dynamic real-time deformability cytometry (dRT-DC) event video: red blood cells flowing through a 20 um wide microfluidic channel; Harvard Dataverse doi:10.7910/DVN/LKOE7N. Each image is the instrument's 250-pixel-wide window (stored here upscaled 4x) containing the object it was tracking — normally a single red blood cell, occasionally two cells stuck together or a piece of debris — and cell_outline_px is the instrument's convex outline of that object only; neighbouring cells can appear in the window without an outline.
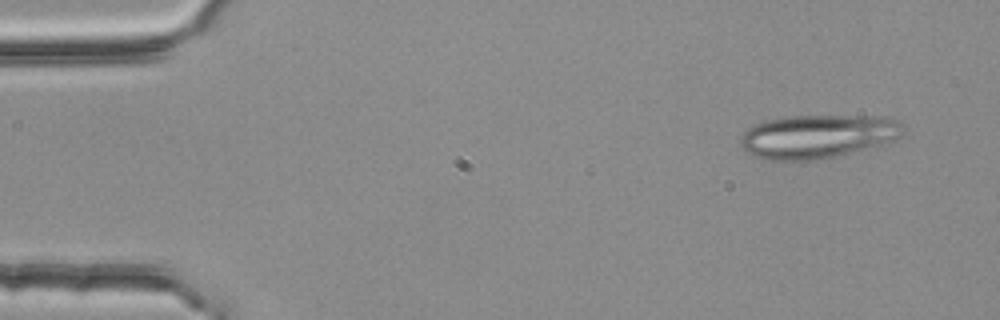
{"species": "common noctule bat (a hibernating species)", "species_latin": "Nyctalus noctula", "temperature_condition": "room temperature", "stored_images_in_passage": 5, "camera_frame_rate_fps": 3000, "um_per_image_px": 0.085, "animal": {"sex": "female", "body_mass_g": 25.1}, "frame": {"image": 1, "passage_image": 1, "time_ms": 0.0, "image_size_px": [1000, 320], "cell_outline_px": [[904, 132], [900, 136], [884, 144], [832, 156], [812, 160], [768, 160], [756, 156], [748, 152], [740, 144], [740, 136], [748, 128], [764, 120], [788, 116], [888, 116], [900, 120], [904, 128]], "centroid_in_image_um": [69.52, 11.57], "position_along_channel_um": 15.5, "area_um2": 41.21}}